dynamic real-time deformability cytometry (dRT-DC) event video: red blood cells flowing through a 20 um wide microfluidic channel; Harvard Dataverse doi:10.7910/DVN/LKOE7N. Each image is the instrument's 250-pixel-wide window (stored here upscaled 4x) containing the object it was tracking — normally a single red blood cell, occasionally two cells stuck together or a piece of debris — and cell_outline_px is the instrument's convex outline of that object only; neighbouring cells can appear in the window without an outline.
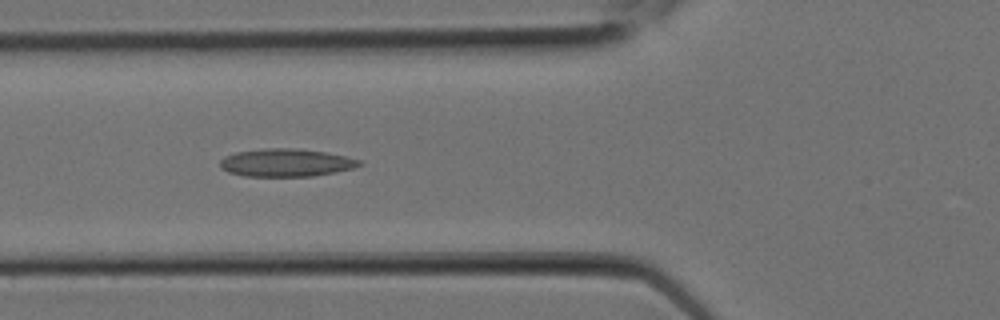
{"species": "Egyptian fruit bat (a non-hibernating species)", "species_latin": "Rousettus aegyptiacus", "temperature_condition": "room temperature", "stored_images_in_passage": 5, "camera_frame_rate_fps": 3000, "um_per_image_px": 0.085, "animal": {"sex": "female"}, "frame": {"image": 1, "passage_image": 4, "time_ms": 1.0, "image_size_px": [1000, 320], "cell_outline_px": [[364, 164], [352, 168], [336, 172], [312, 176], [244, 176], [228, 172], [220, 168], [220, 160], [224, 156], [236, 152], [264, 148], [296, 148], [324, 152], [344, 156], [360, 160]], "centroid_in_image_um": [24.28, 13.83], "position_along_channel_um": 101.5, "area_um2": 22.6}}
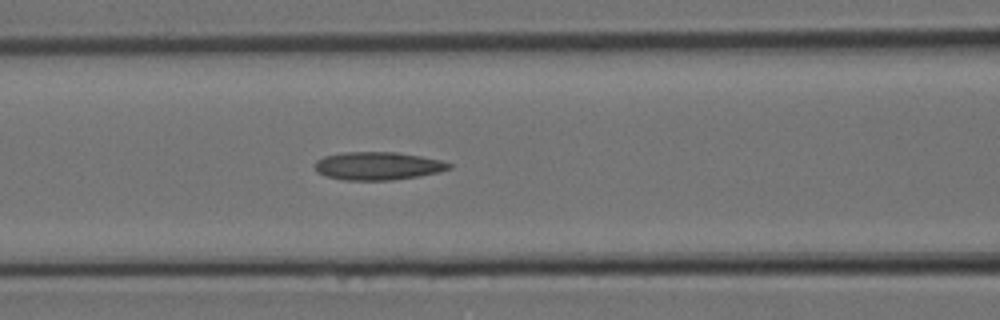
{"frame": {"image": 2, "passage_image": 5, "time_ms": 1.333, "image_size_px": [1000, 320], "cell_outline_px": [[452, 168], [440, 172], [420, 176], [392, 180], [344, 180], [324, 176], [316, 172], [312, 164], [316, 160], [324, 156], [344, 152], [396, 152], [420, 156], [440, 160], [452, 164]], "centroid_in_image_um": [32.08, 14.11], "position_along_channel_um": 134.5, "area_um2": 22.2}}